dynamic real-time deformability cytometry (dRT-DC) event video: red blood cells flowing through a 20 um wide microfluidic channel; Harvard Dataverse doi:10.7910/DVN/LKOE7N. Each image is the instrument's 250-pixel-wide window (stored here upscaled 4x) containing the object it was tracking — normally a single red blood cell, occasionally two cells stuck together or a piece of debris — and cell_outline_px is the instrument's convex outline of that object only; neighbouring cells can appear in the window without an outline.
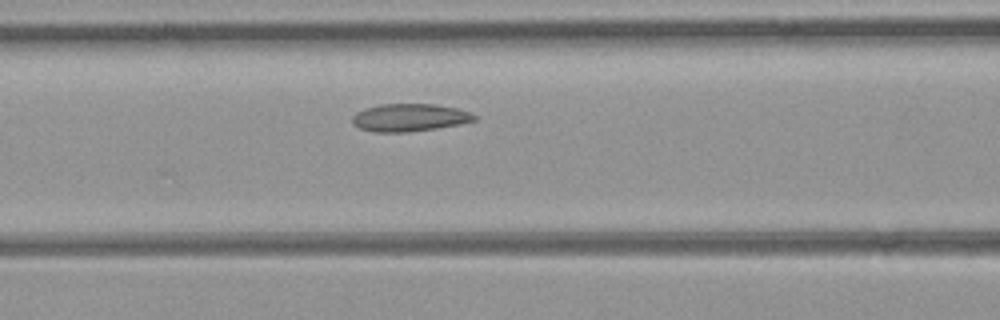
{"species": "common noctule bat (a hibernating species)", "species_latin": "Nyctalus noctula", "temperature_condition": "room temperature", "stored_images_in_passage": 4, "camera_frame_rate_fps": 3000, "um_per_image_px": 0.085, "animal": {"sex": "female", "body_mass_g": 21.9}, "frame": {"image": 1, "passage_image": 4, "time_ms": 1.0, "image_size_px": [1000, 320], "cell_outline_px": [[476, 120], [460, 124], [436, 128], [408, 132], [372, 132], [360, 128], [352, 124], [352, 116], [356, 112], [364, 108], [380, 104], [436, 104], [456, 108], [472, 112], [476, 116]], "centroid_in_image_um": [34.79, 9.99], "position_along_channel_um": 131.8, "area_um2": 19.83}}